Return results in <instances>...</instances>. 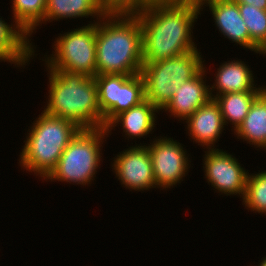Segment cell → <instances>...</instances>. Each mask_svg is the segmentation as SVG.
Listing matches in <instances>:
<instances>
[{"label": "cell", "instance_id": "1", "mask_svg": "<svg viewBox=\"0 0 266 266\" xmlns=\"http://www.w3.org/2000/svg\"><path fill=\"white\" fill-rule=\"evenodd\" d=\"M201 10L197 0L149 5L137 14L142 28L143 63L159 62L197 49L193 29Z\"/></svg>", "mask_w": 266, "mask_h": 266}, {"label": "cell", "instance_id": "2", "mask_svg": "<svg viewBox=\"0 0 266 266\" xmlns=\"http://www.w3.org/2000/svg\"><path fill=\"white\" fill-rule=\"evenodd\" d=\"M142 66V28L137 15L103 16L97 22V75H136Z\"/></svg>", "mask_w": 266, "mask_h": 266}, {"label": "cell", "instance_id": "3", "mask_svg": "<svg viewBox=\"0 0 266 266\" xmlns=\"http://www.w3.org/2000/svg\"><path fill=\"white\" fill-rule=\"evenodd\" d=\"M48 99L43 112L67 119L81 129L103 128L95 77L46 68Z\"/></svg>", "mask_w": 266, "mask_h": 266}, {"label": "cell", "instance_id": "4", "mask_svg": "<svg viewBox=\"0 0 266 266\" xmlns=\"http://www.w3.org/2000/svg\"><path fill=\"white\" fill-rule=\"evenodd\" d=\"M18 163L24 169L41 177L42 181L56 168L63 151L81 130L74 122L41 112L31 122ZM29 132V133H28Z\"/></svg>", "mask_w": 266, "mask_h": 266}, {"label": "cell", "instance_id": "5", "mask_svg": "<svg viewBox=\"0 0 266 266\" xmlns=\"http://www.w3.org/2000/svg\"><path fill=\"white\" fill-rule=\"evenodd\" d=\"M108 137L105 128L81 129L69 142L56 168L44 181L91 185L100 169L102 148Z\"/></svg>", "mask_w": 266, "mask_h": 266}, {"label": "cell", "instance_id": "6", "mask_svg": "<svg viewBox=\"0 0 266 266\" xmlns=\"http://www.w3.org/2000/svg\"><path fill=\"white\" fill-rule=\"evenodd\" d=\"M200 49L159 62L143 63L145 99L159 111L169 103L177 88L195 77L205 66Z\"/></svg>", "mask_w": 266, "mask_h": 266}, {"label": "cell", "instance_id": "7", "mask_svg": "<svg viewBox=\"0 0 266 266\" xmlns=\"http://www.w3.org/2000/svg\"><path fill=\"white\" fill-rule=\"evenodd\" d=\"M96 32L97 23L71 29L58 34L52 45V54L44 55V65L51 70H63L70 73L95 77L96 72Z\"/></svg>", "mask_w": 266, "mask_h": 266}, {"label": "cell", "instance_id": "8", "mask_svg": "<svg viewBox=\"0 0 266 266\" xmlns=\"http://www.w3.org/2000/svg\"><path fill=\"white\" fill-rule=\"evenodd\" d=\"M95 82L103 116V128L121 112L145 100L144 80L141 73L96 75Z\"/></svg>", "mask_w": 266, "mask_h": 266}, {"label": "cell", "instance_id": "9", "mask_svg": "<svg viewBox=\"0 0 266 266\" xmlns=\"http://www.w3.org/2000/svg\"><path fill=\"white\" fill-rule=\"evenodd\" d=\"M149 143L146 146L152 161L156 189L167 190L181 184L192 162L185 145L167 136L154 137Z\"/></svg>", "mask_w": 266, "mask_h": 266}, {"label": "cell", "instance_id": "10", "mask_svg": "<svg viewBox=\"0 0 266 266\" xmlns=\"http://www.w3.org/2000/svg\"><path fill=\"white\" fill-rule=\"evenodd\" d=\"M203 157V171L206 182L219 195L244 198L248 170L243 168L234 154L215 148L206 149ZM234 156V157H233ZM215 188V189H214Z\"/></svg>", "mask_w": 266, "mask_h": 266}, {"label": "cell", "instance_id": "11", "mask_svg": "<svg viewBox=\"0 0 266 266\" xmlns=\"http://www.w3.org/2000/svg\"><path fill=\"white\" fill-rule=\"evenodd\" d=\"M146 143L131 145L120 151L111 162L112 171L126 190L144 192L156 188L152 161Z\"/></svg>", "mask_w": 266, "mask_h": 266}, {"label": "cell", "instance_id": "12", "mask_svg": "<svg viewBox=\"0 0 266 266\" xmlns=\"http://www.w3.org/2000/svg\"><path fill=\"white\" fill-rule=\"evenodd\" d=\"M184 122L187 124L185 129H188L185 131L193 144L198 143L204 149H217L215 144H218V139L225 130V123L220 106L214 98H210Z\"/></svg>", "mask_w": 266, "mask_h": 266}, {"label": "cell", "instance_id": "13", "mask_svg": "<svg viewBox=\"0 0 266 266\" xmlns=\"http://www.w3.org/2000/svg\"><path fill=\"white\" fill-rule=\"evenodd\" d=\"M201 13L204 8L209 7L216 29L219 30L224 39L230 43L240 45L246 51L250 50V35L246 24L241 17L238 4L230 0H197ZM206 6V7H205Z\"/></svg>", "mask_w": 266, "mask_h": 266}, {"label": "cell", "instance_id": "14", "mask_svg": "<svg viewBox=\"0 0 266 266\" xmlns=\"http://www.w3.org/2000/svg\"><path fill=\"white\" fill-rule=\"evenodd\" d=\"M207 67L193 78L180 85L169 103L162 109L170 117L178 121H184L191 116L199 107L205 104L210 98V87L207 81ZM205 78V79H204Z\"/></svg>", "mask_w": 266, "mask_h": 266}, {"label": "cell", "instance_id": "15", "mask_svg": "<svg viewBox=\"0 0 266 266\" xmlns=\"http://www.w3.org/2000/svg\"><path fill=\"white\" fill-rule=\"evenodd\" d=\"M220 64L215 71L214 83L209 85L211 98L226 93L264 91L266 89L265 85L257 86L256 80H254L257 78L254 77L253 71L241 59H231Z\"/></svg>", "mask_w": 266, "mask_h": 266}, {"label": "cell", "instance_id": "16", "mask_svg": "<svg viewBox=\"0 0 266 266\" xmlns=\"http://www.w3.org/2000/svg\"><path fill=\"white\" fill-rule=\"evenodd\" d=\"M156 113L159 114L160 111L145 99L137 106L131 107L129 110L123 111L114 117L105 126V129L107 134L111 136L112 130H115L114 128L120 125L125 139L137 140V138H145L147 135L152 134L156 128V120H158Z\"/></svg>", "mask_w": 266, "mask_h": 266}, {"label": "cell", "instance_id": "17", "mask_svg": "<svg viewBox=\"0 0 266 266\" xmlns=\"http://www.w3.org/2000/svg\"><path fill=\"white\" fill-rule=\"evenodd\" d=\"M2 18H0V62L24 68L34 55H38L35 54L36 47L14 21L8 24Z\"/></svg>", "mask_w": 266, "mask_h": 266}, {"label": "cell", "instance_id": "18", "mask_svg": "<svg viewBox=\"0 0 266 266\" xmlns=\"http://www.w3.org/2000/svg\"><path fill=\"white\" fill-rule=\"evenodd\" d=\"M232 134L256 150H266V89L255 99L249 113Z\"/></svg>", "mask_w": 266, "mask_h": 266}, {"label": "cell", "instance_id": "19", "mask_svg": "<svg viewBox=\"0 0 266 266\" xmlns=\"http://www.w3.org/2000/svg\"><path fill=\"white\" fill-rule=\"evenodd\" d=\"M104 15L98 8L97 0H47L43 24L77 18H93L97 23Z\"/></svg>", "mask_w": 266, "mask_h": 266}, {"label": "cell", "instance_id": "20", "mask_svg": "<svg viewBox=\"0 0 266 266\" xmlns=\"http://www.w3.org/2000/svg\"><path fill=\"white\" fill-rule=\"evenodd\" d=\"M262 92L263 91H244L216 96L214 99L220 106L225 126H228L230 123V127L232 125L231 130L234 132L249 113L250 107L255 99Z\"/></svg>", "mask_w": 266, "mask_h": 266}, {"label": "cell", "instance_id": "21", "mask_svg": "<svg viewBox=\"0 0 266 266\" xmlns=\"http://www.w3.org/2000/svg\"><path fill=\"white\" fill-rule=\"evenodd\" d=\"M12 18L33 43L32 35L42 26L45 16L47 0H11ZM33 33V34H32ZM31 38V39H30Z\"/></svg>", "mask_w": 266, "mask_h": 266}, {"label": "cell", "instance_id": "22", "mask_svg": "<svg viewBox=\"0 0 266 266\" xmlns=\"http://www.w3.org/2000/svg\"><path fill=\"white\" fill-rule=\"evenodd\" d=\"M238 7L250 35V51L258 54V48L266 41V10L248 4Z\"/></svg>", "mask_w": 266, "mask_h": 266}, {"label": "cell", "instance_id": "23", "mask_svg": "<svg viewBox=\"0 0 266 266\" xmlns=\"http://www.w3.org/2000/svg\"><path fill=\"white\" fill-rule=\"evenodd\" d=\"M242 205L246 210L266 216V170L248 173Z\"/></svg>", "mask_w": 266, "mask_h": 266}, {"label": "cell", "instance_id": "24", "mask_svg": "<svg viewBox=\"0 0 266 266\" xmlns=\"http://www.w3.org/2000/svg\"><path fill=\"white\" fill-rule=\"evenodd\" d=\"M104 16L137 15L144 9L140 0H97Z\"/></svg>", "mask_w": 266, "mask_h": 266}, {"label": "cell", "instance_id": "25", "mask_svg": "<svg viewBox=\"0 0 266 266\" xmlns=\"http://www.w3.org/2000/svg\"><path fill=\"white\" fill-rule=\"evenodd\" d=\"M236 4H248L256 6L261 10H266V0H230Z\"/></svg>", "mask_w": 266, "mask_h": 266}, {"label": "cell", "instance_id": "26", "mask_svg": "<svg viewBox=\"0 0 266 266\" xmlns=\"http://www.w3.org/2000/svg\"><path fill=\"white\" fill-rule=\"evenodd\" d=\"M189 0H140V2L144 6H149V5H162V4H176V3H181Z\"/></svg>", "mask_w": 266, "mask_h": 266}, {"label": "cell", "instance_id": "27", "mask_svg": "<svg viewBox=\"0 0 266 266\" xmlns=\"http://www.w3.org/2000/svg\"><path fill=\"white\" fill-rule=\"evenodd\" d=\"M257 53H259V56L261 54V56L263 55V57L266 56V41L258 48Z\"/></svg>", "mask_w": 266, "mask_h": 266}, {"label": "cell", "instance_id": "28", "mask_svg": "<svg viewBox=\"0 0 266 266\" xmlns=\"http://www.w3.org/2000/svg\"><path fill=\"white\" fill-rule=\"evenodd\" d=\"M259 262L258 266H266V257L264 256Z\"/></svg>", "mask_w": 266, "mask_h": 266}]
</instances>
